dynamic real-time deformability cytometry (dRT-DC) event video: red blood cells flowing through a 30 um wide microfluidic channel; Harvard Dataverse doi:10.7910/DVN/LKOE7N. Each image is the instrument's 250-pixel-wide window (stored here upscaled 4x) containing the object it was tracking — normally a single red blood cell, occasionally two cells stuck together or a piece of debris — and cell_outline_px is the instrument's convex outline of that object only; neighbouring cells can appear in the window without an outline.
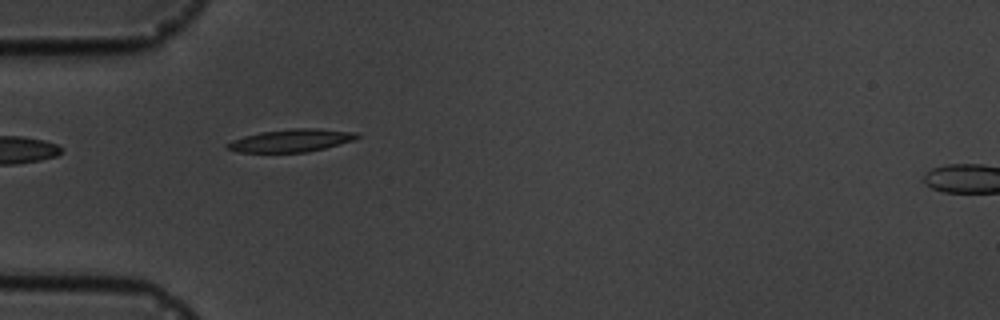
{"species": "common noctule bat (a hibernating species)", "species_latin": "Nyctalus noctula", "temperature_condition": "cold", "stored_images_in_passage": 2, "camera_frame_rate_fps": 3000, "um_per_image_px": 0.085, "animal": {"sex": "male", "body_mass_g": 19.5, "forearm_length_mm": 54.6}, "frame": {"image": 1, "passage_image": 2, "time_ms": 1.0, "image_size_px": [1000, 320], "cell_outline_px": [[360, 136], [352, 140], [324, 148], [308, 152], [240, 152], [224, 148], [224, 144], [232, 140], [244, 136], [260, 132], [292, 128], [320, 128], [356, 132]], "centroid_in_image_um": [24.71, 11.93], "position_along_channel_um": 60.3, "area_um2": 17.17}}